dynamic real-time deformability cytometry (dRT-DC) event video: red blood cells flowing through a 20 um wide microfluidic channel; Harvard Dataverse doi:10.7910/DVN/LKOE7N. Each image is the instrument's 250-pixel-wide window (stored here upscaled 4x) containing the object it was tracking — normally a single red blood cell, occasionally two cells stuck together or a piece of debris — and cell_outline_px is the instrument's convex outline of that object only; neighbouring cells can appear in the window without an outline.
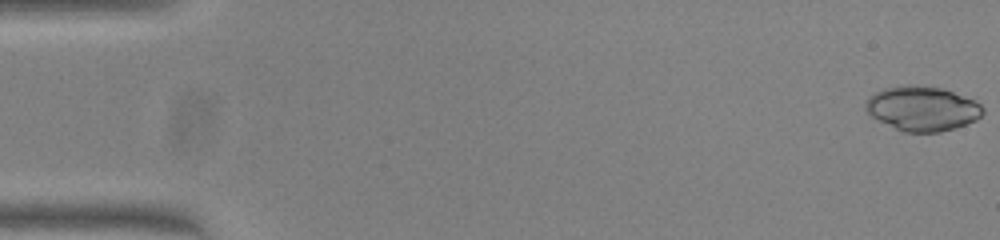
{"species": "common noctule bat (a hibernating species)", "species_latin": "Nyctalus noctula", "temperature_condition": "warm", "stored_images_in_passage": 16, "camera_frame_rate_fps": 3000, "um_per_image_px": 0.085, "animal": {"sex": "female", "body_mass_g": 23.0, "forearm_length_mm": 53.4}, "frame": {"image": 1, "passage_image": 1, "time_ms": 0.0, "image_size_px": [1000, 240], "cell_outline_px": [[984, 112], [976, 120], [956, 128], [940, 132], [904, 132], [872, 116], [864, 108], [864, 104], [868, 96], [884, 88], [908, 84], [912, 84], [940, 88], [952, 92], [972, 100], [980, 104], [984, 108]], "centroid_in_image_um": [78.38, 9.22], "position_along_channel_um": 6.6, "area_um2": 30.23}}
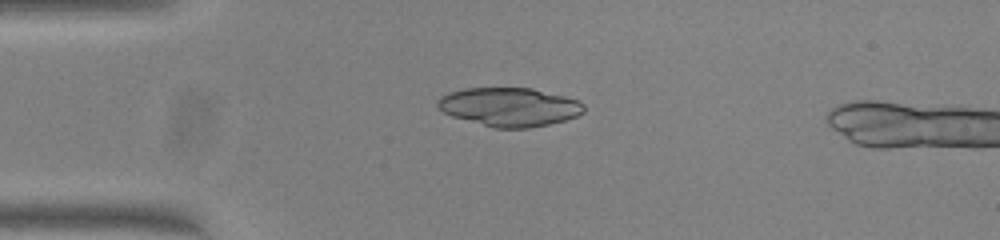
{"frame": {"image": 2, "passage_image": 13, "time_ms": 4.0, "image_size_px": [1000, 240], "cell_outline_px": [[584, 112], [576, 116], [564, 120], [548, 124], [528, 128], [496, 128], [452, 116], [444, 112], [436, 104], [436, 100], [440, 96], [448, 92], [464, 88], [532, 88], [580, 100], [584, 104]], "centroid_in_image_um": [43.3, 9.08], "position_along_channel_um": 41.7, "area_um2": 32.89}}